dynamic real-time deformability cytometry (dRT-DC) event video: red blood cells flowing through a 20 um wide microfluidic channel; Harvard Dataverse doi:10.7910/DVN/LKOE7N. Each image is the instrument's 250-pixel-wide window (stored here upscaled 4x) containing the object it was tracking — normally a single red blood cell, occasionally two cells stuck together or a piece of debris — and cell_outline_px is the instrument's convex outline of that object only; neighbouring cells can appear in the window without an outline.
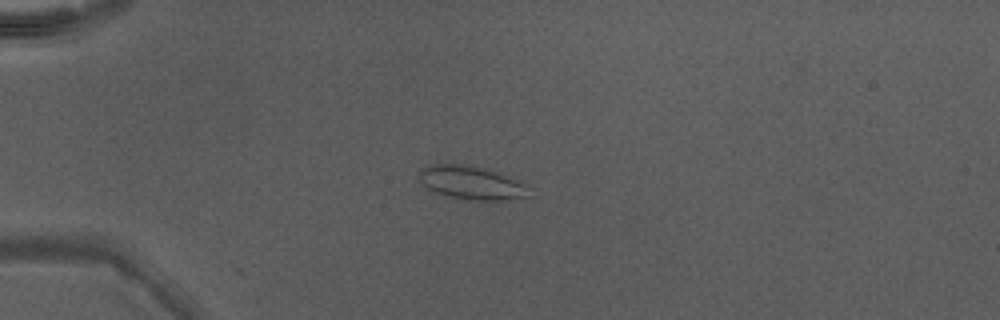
{"species": "Egyptian fruit bat (a non-hibernating species)", "species_latin": "Rousettus aegyptiacus", "temperature_condition": "warm", "stored_images_in_passage": 41, "camera_frame_rate_fps": 3000, "um_per_image_px": 0.085, "animal": {"sex": "male"}, "frame": {"image": 1, "passage_image": 6, "time_ms": 1.667, "image_size_px": [1000, 320], "cell_outline_px": [[528, 196], [504, 200], [472, 200], [448, 196], [436, 192], [428, 188], [416, 176], [424, 168], [432, 164], [464, 164], [488, 168], [524, 184]], "centroid_in_image_um": [40.02, 15.52], "position_along_channel_um": 45.0, "area_um2": 20.98}}
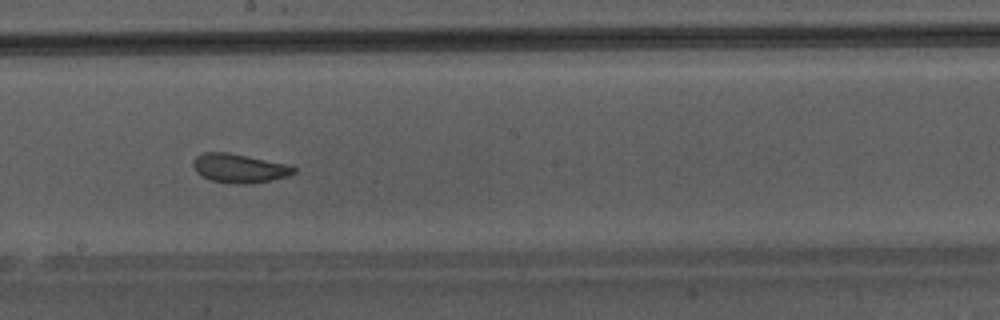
{"frame": {"image": 2, "passage_image": 21, "time_ms": 6.667, "image_size_px": [1000, 320], "cell_outline_px": [[296, 172], [288, 176], [272, 180], [248, 184], [240, 184], [208, 180], [196, 172], [192, 164], [192, 160], [196, 156], [204, 152], [228, 152], [288, 164], [296, 168]], "centroid_in_image_um": [20.33, 14.3], "position_along_channel_um": 227.9, "area_um2": 17.11}}
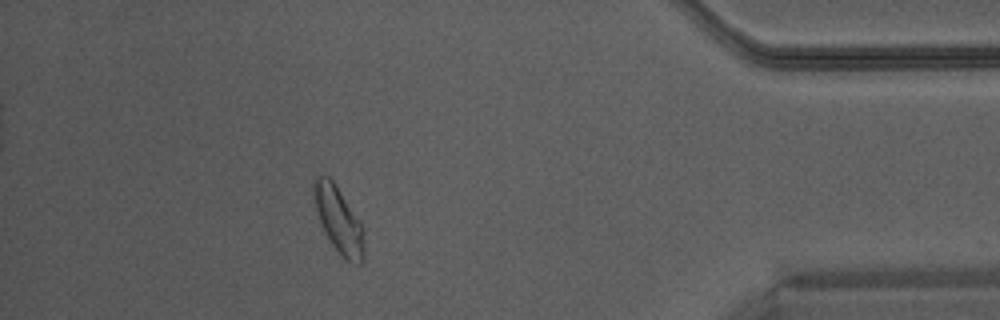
{"frame": {"image": 3, "passage_image": 36, "time_ms": 11.667, "image_size_px": [1000, 320], "cell_outline_px": [[364, 264], [360, 264], [348, 260], [332, 244], [324, 232], [320, 224], [312, 196], [312, 184], [316, 176], [328, 176], [336, 184], [364, 228]], "centroid_in_image_um": [28.77, 18.66], "position_along_channel_um": 406.4, "area_um2": 19.42}}